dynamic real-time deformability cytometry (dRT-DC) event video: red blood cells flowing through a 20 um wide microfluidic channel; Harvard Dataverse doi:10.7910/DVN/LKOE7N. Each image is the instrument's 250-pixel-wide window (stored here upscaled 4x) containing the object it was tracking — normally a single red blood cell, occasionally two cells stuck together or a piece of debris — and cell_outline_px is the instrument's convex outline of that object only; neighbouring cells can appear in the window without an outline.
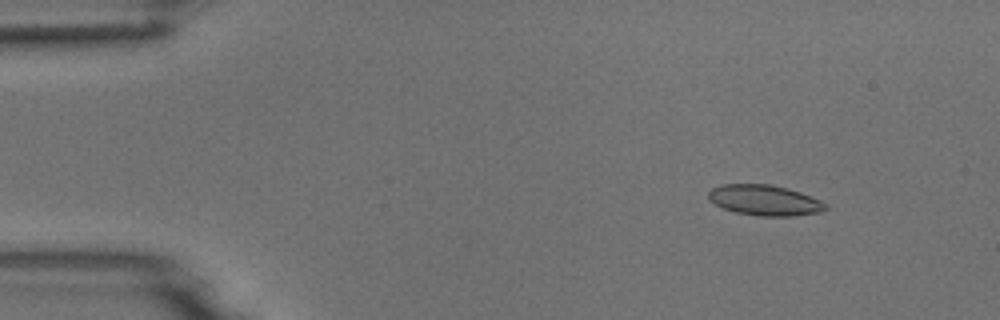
{"species": "common noctule bat (a hibernating species)", "species_latin": "Nyctalus noctula", "temperature_condition": "room temperature", "stored_images_in_passage": 4, "camera_frame_rate_fps": 3000, "um_per_image_px": 0.085, "animal": {"sex": "male", "body_mass_g": 18.8}, "frame": {"image": 1, "passage_image": 2, "time_ms": 1.0, "image_size_px": [1000, 320], "cell_outline_px": [[828, 208], [820, 212], [792, 216], [760, 216], [736, 212], [724, 208], [708, 200], [708, 192], [712, 188], [720, 184], [768, 184], [788, 188], [800, 192], [820, 200], [828, 204]], "centroid_in_image_um": [65.0, 17.01], "position_along_channel_um": 20.0, "area_um2": 20.87}}
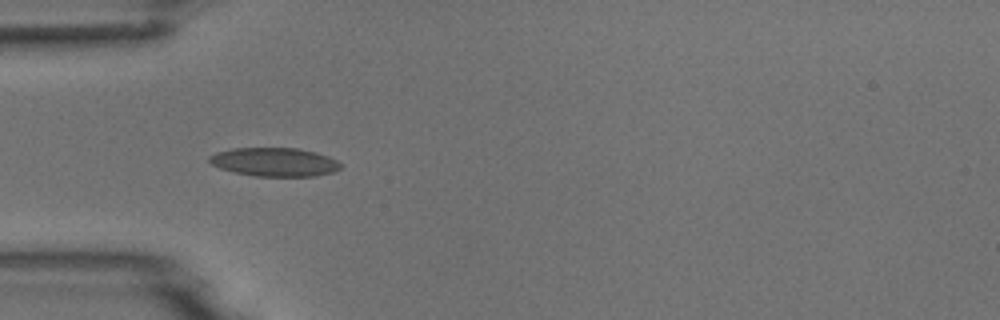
{"frame": {"image": 2, "passage_image": 4, "time_ms": 4.333, "image_size_px": [1000, 320], "cell_outline_px": [[344, 164], [336, 172], [316, 176], [252, 176], [220, 168], [212, 164], [208, 160], [208, 156], [216, 152], [232, 148], [296, 148], [316, 152], [328, 156]], "centroid_in_image_um": [23.36, 13.77], "position_along_channel_um": 61.6, "area_um2": 22.08}}